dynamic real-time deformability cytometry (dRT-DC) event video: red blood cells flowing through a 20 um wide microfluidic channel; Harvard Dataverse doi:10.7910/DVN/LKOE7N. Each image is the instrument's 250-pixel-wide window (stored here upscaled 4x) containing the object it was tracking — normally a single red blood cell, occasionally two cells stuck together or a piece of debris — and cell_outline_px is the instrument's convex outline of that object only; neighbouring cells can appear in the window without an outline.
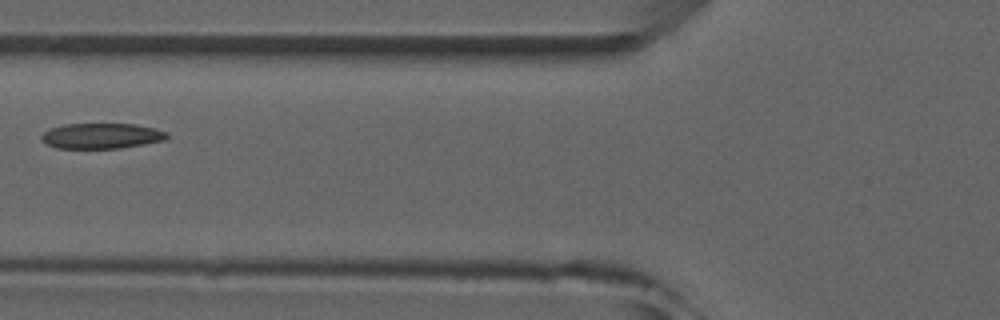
{"species": "common noctule bat (a hibernating species)", "species_latin": "Nyctalus noctula", "temperature_condition": "room temperature", "stored_images_in_passage": 4, "camera_frame_rate_fps": 3000, "um_per_image_px": 0.085, "animal": {"sex": "male", "forearm_length_mm": 52.5}, "frame": {"image": 1, "passage_image": 3, "time_ms": 3.333, "image_size_px": [1000, 320], "cell_outline_px": [[168, 136], [164, 140], [144, 144], [120, 148], [56, 148], [44, 144], [40, 140], [40, 136], [44, 132], [52, 128], [64, 124], [136, 124], [156, 128], [168, 132]], "centroid_in_image_um": [8.61, 11.55], "position_along_channel_um": 117.2, "area_um2": 18.73}}
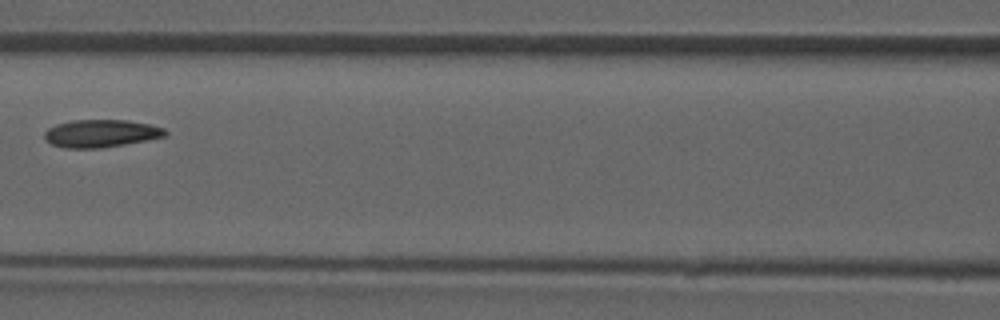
{"frame": {"image": 2, "passage_image": 4, "time_ms": 4.333, "image_size_px": [1000, 320], "cell_outline_px": [[168, 132], [164, 136], [124, 144], [100, 148], [64, 148], [52, 144], [44, 136], [44, 132], [48, 128], [56, 124], [72, 120], [128, 120], [148, 124], [164, 128]], "centroid_in_image_um": [8.55, 11.33], "position_along_channel_um": 158.0, "area_um2": 19.25}}